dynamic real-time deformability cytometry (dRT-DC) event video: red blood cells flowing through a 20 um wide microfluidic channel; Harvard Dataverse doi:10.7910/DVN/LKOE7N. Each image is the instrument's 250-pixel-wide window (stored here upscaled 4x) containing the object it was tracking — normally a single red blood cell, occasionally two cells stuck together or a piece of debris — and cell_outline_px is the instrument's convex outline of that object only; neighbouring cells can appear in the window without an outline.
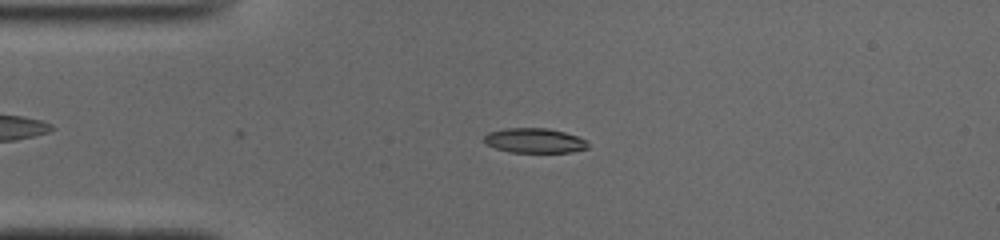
{"species": "common noctule bat (a hibernating species)", "species_latin": "Nyctalus noctula", "temperature_condition": "cold", "stored_images_in_passage": 50, "camera_frame_rate_fps": 3000, "um_per_image_px": 0.085, "animal": {"sex": "male", "body_mass_g": 19.0, "forearm_length_mm": 50.8}, "frame": {"image": 1, "passage_image": 11, "time_ms": 3.333, "image_size_px": [1000, 240], "cell_outline_px": [[588, 148], [568, 152], [512, 152], [496, 148], [488, 144], [484, 140], [484, 136], [488, 132], [504, 128], [548, 128], [564, 132], [576, 136], [584, 140], [588, 144]], "centroid_in_image_um": [45.41, 11.94], "position_along_channel_um": 39.6, "area_um2": 14.74}}
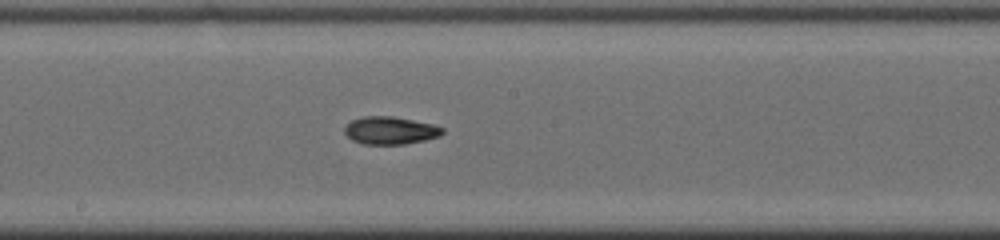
{"frame": {"image": 2, "passage_image": 26, "time_ms": 8.333, "image_size_px": [1000, 240], "cell_outline_px": [[444, 132], [440, 136], [424, 140], [404, 144], [364, 144], [352, 140], [344, 132], [344, 128], [352, 120], [364, 116], [392, 116], [432, 124], [444, 128]], "centroid_in_image_um": [33.17, 11.09], "position_along_channel_um": 215.0, "area_um2": 15.66}}
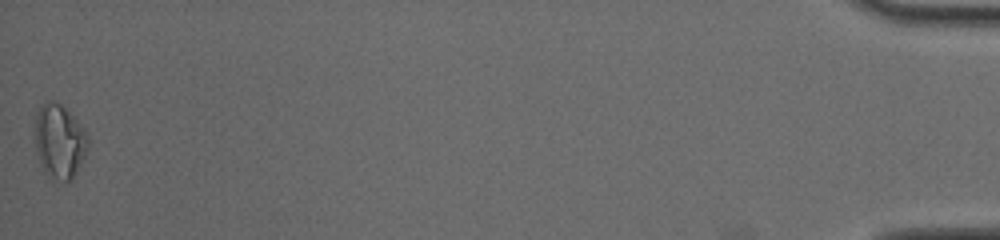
{"frame": {"image": 3, "passage_image": 50, "time_ms": 16.333, "image_size_px": [1000, 240], "cell_outline_px": [[88, 148], [72, 180], [52, 184], [44, 172], [40, 164], [36, 148], [36, 112], [40, 104], [48, 100], [52, 100], [60, 104], [72, 116], [88, 136]], "centroid_in_image_um": [5.02, 12.08], "position_along_channel_um": 430.2, "area_um2": 23.0}, "authors_computed_cell_mechanics": {"area_um2": 15.3459, "velocity_mm_per_s": 3.9465, "shape_relaxation_time_tau1_ms": 3.2065, "shape_relaxation_time_tau2_ms": 4.7252, "deformation_change_tau1": 0.1705, "deformation_change_tau2": 0.1038}}